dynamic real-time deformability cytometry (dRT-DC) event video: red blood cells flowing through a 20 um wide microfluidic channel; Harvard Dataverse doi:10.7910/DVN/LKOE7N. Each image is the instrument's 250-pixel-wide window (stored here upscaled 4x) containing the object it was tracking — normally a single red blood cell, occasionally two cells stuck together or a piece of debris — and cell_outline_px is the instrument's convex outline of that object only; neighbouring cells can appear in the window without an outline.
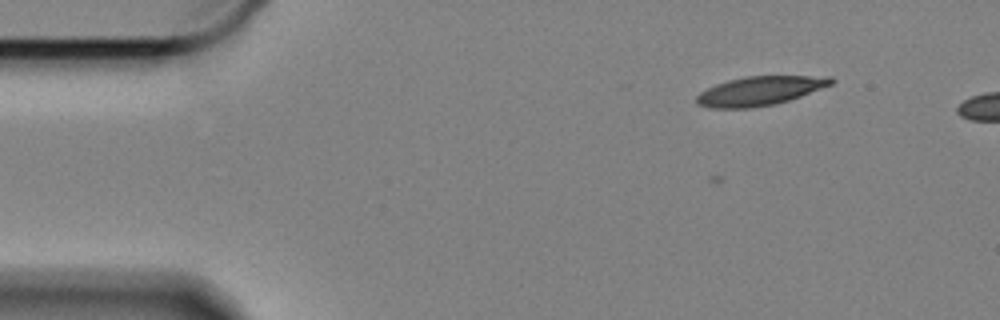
{"species": "Egyptian fruit bat (a non-hibernating species)", "species_latin": "Rousettus aegyptiacus", "temperature_condition": "cold", "stored_images_in_passage": 3, "camera_frame_rate_fps": 3000, "um_per_image_px": 0.085, "animal": {"sex": "female"}, "frame": {"image": 1, "passage_image": 3, "time_ms": 0.667, "image_size_px": [1000, 320], "cell_outline_px": [[836, 80], [832, 84], [800, 96], [788, 100], [772, 104], [748, 108], [712, 108], [696, 104], [696, 96], [700, 92], [716, 84], [728, 80], [744, 76], [832, 76]], "centroid_in_image_um": [64.58, 7.71], "position_along_channel_um": 20.4, "area_um2": 22.6}}